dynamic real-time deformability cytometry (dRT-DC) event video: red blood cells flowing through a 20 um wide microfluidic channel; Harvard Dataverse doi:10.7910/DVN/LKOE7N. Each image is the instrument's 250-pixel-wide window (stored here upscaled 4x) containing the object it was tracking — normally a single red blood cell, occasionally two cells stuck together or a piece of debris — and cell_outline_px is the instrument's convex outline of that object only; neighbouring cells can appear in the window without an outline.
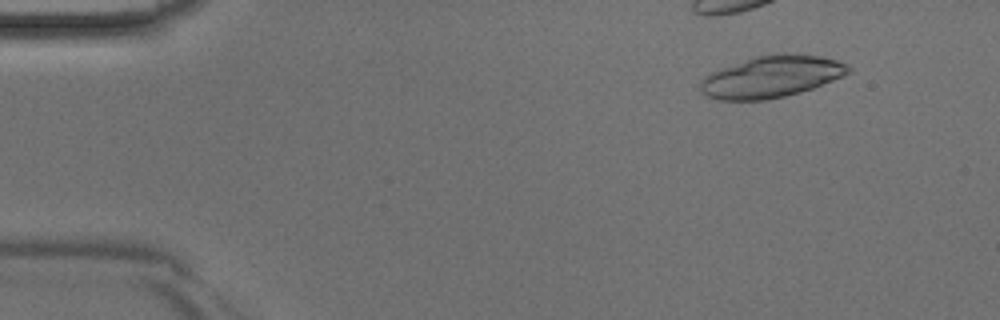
{"species": "Egyptian fruit bat (a non-hibernating species)", "species_latin": "Rousettus aegyptiacus", "temperature_condition": "room temperature", "stored_images_in_passage": 30, "camera_frame_rate_fps": 3000, "um_per_image_px": 0.085, "animal": {"sex": "male"}, "frame": {"image": 1, "passage_image": 5, "time_ms": 1.333, "image_size_px": [1000, 320], "cell_outline_px": [[852, 72], [812, 88], [800, 92], [768, 100], [716, 100], [700, 92], [700, 80], [704, 76], [720, 68], [756, 56], [776, 52], [820, 56], [836, 60], [848, 64], [852, 68]], "centroid_in_image_um": [65.56, 6.51], "position_along_channel_um": 19.4, "area_um2": 36.13}}